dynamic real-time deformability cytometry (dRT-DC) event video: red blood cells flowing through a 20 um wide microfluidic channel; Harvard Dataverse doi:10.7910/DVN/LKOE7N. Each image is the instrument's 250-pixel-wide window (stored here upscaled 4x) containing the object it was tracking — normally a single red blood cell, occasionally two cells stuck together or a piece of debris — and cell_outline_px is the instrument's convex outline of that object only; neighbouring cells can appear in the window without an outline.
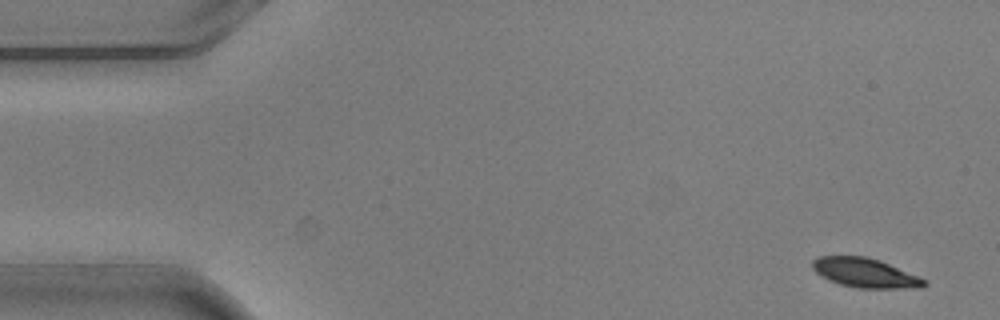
{"species": "common noctule bat (a hibernating species)", "species_latin": "Nyctalus noctula", "temperature_condition": "warm", "stored_images_in_passage": 4, "camera_frame_rate_fps": 3000, "um_per_image_px": 0.085, "animal": {"sex": "male", "body_mass_g": 20.5, "forearm_length_mm": 52.5}, "frame": {"image": 1, "passage_image": 1, "time_ms": 0.0, "image_size_px": [1000, 320], "cell_outline_px": [[928, 284], [924, 288], [856, 288], [840, 284], [828, 280], [820, 276], [812, 268], [812, 260], [816, 256], [868, 256], [880, 260], [920, 276], [928, 280]], "centroid_in_image_um": [73.57, 23.19], "position_along_channel_um": 11.4, "area_um2": 19.54}}
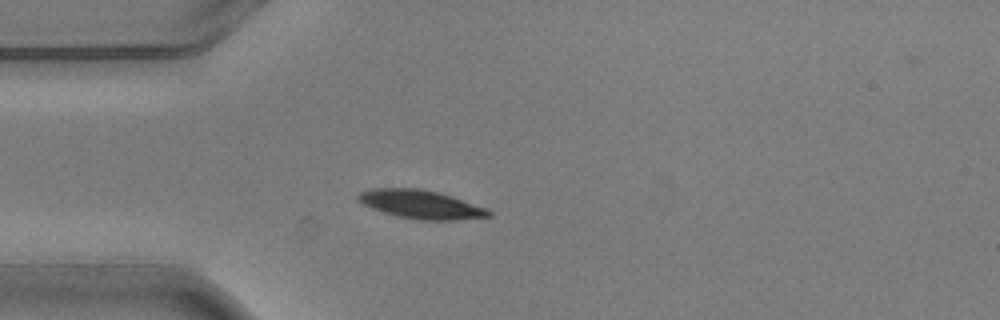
{"frame": {"image": 2, "passage_image": 4, "time_ms": 1.0, "image_size_px": [1000, 320], "cell_outline_px": [[492, 216], [456, 220], [420, 220], [396, 216], [372, 208], [364, 204], [356, 196], [360, 192], [372, 188], [420, 188], [440, 192], [488, 208], [492, 212]], "centroid_in_image_um": [35.82, 17.37], "position_along_channel_um": 49.2, "area_um2": 21.79}}